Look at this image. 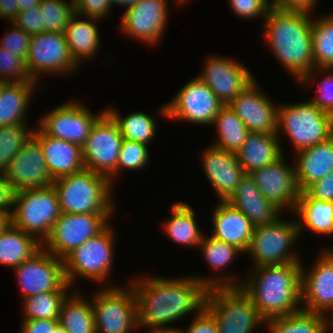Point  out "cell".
<instances>
[{
	"label": "cell",
	"instance_id": "9a60e30c",
	"mask_svg": "<svg viewBox=\"0 0 333 333\" xmlns=\"http://www.w3.org/2000/svg\"><path fill=\"white\" fill-rule=\"evenodd\" d=\"M13 269L24 299L43 292L58 291L67 282L63 259L43 247Z\"/></svg>",
	"mask_w": 333,
	"mask_h": 333
},
{
	"label": "cell",
	"instance_id": "7402d4cb",
	"mask_svg": "<svg viewBox=\"0 0 333 333\" xmlns=\"http://www.w3.org/2000/svg\"><path fill=\"white\" fill-rule=\"evenodd\" d=\"M256 83H250L228 105L249 132L277 133L278 107L259 91Z\"/></svg>",
	"mask_w": 333,
	"mask_h": 333
},
{
	"label": "cell",
	"instance_id": "c3c4849f",
	"mask_svg": "<svg viewBox=\"0 0 333 333\" xmlns=\"http://www.w3.org/2000/svg\"><path fill=\"white\" fill-rule=\"evenodd\" d=\"M328 71V75L322 79L318 85L319 94H315V98L311 101L321 110L333 115V74L332 69H321L320 71ZM330 71V72H329Z\"/></svg>",
	"mask_w": 333,
	"mask_h": 333
},
{
	"label": "cell",
	"instance_id": "8d00e7d4",
	"mask_svg": "<svg viewBox=\"0 0 333 333\" xmlns=\"http://www.w3.org/2000/svg\"><path fill=\"white\" fill-rule=\"evenodd\" d=\"M106 112L117 123L123 139L147 145L154 138L157 129L155 119L148 114L138 111L124 118L113 108H107Z\"/></svg>",
	"mask_w": 333,
	"mask_h": 333
},
{
	"label": "cell",
	"instance_id": "603a6c76",
	"mask_svg": "<svg viewBox=\"0 0 333 333\" xmlns=\"http://www.w3.org/2000/svg\"><path fill=\"white\" fill-rule=\"evenodd\" d=\"M202 165L220 202H226L245 175L236 153L209 146L203 151Z\"/></svg>",
	"mask_w": 333,
	"mask_h": 333
},
{
	"label": "cell",
	"instance_id": "d6986e66",
	"mask_svg": "<svg viewBox=\"0 0 333 333\" xmlns=\"http://www.w3.org/2000/svg\"><path fill=\"white\" fill-rule=\"evenodd\" d=\"M209 58L203 74L198 77L214 92L223 105H228L254 81L255 77L240 62L218 55Z\"/></svg>",
	"mask_w": 333,
	"mask_h": 333
},
{
	"label": "cell",
	"instance_id": "8992f818",
	"mask_svg": "<svg viewBox=\"0 0 333 333\" xmlns=\"http://www.w3.org/2000/svg\"><path fill=\"white\" fill-rule=\"evenodd\" d=\"M205 309L216 321L219 333H251L266 323L241 287L210 288Z\"/></svg>",
	"mask_w": 333,
	"mask_h": 333
},
{
	"label": "cell",
	"instance_id": "277c9868",
	"mask_svg": "<svg viewBox=\"0 0 333 333\" xmlns=\"http://www.w3.org/2000/svg\"><path fill=\"white\" fill-rule=\"evenodd\" d=\"M62 213L112 214V185L99 173L84 169L55 179L52 183Z\"/></svg>",
	"mask_w": 333,
	"mask_h": 333
},
{
	"label": "cell",
	"instance_id": "91938a15",
	"mask_svg": "<svg viewBox=\"0 0 333 333\" xmlns=\"http://www.w3.org/2000/svg\"><path fill=\"white\" fill-rule=\"evenodd\" d=\"M9 222H10V215L0 213V234Z\"/></svg>",
	"mask_w": 333,
	"mask_h": 333
},
{
	"label": "cell",
	"instance_id": "7a4b0ae2",
	"mask_svg": "<svg viewBox=\"0 0 333 333\" xmlns=\"http://www.w3.org/2000/svg\"><path fill=\"white\" fill-rule=\"evenodd\" d=\"M310 12L270 7L263 22L264 36L282 66L300 83L313 78L312 19Z\"/></svg>",
	"mask_w": 333,
	"mask_h": 333
},
{
	"label": "cell",
	"instance_id": "52a82bcc",
	"mask_svg": "<svg viewBox=\"0 0 333 333\" xmlns=\"http://www.w3.org/2000/svg\"><path fill=\"white\" fill-rule=\"evenodd\" d=\"M13 206L10 222L37 238L40 243L49 236L52 226L62 213L53 185L15 192Z\"/></svg>",
	"mask_w": 333,
	"mask_h": 333
},
{
	"label": "cell",
	"instance_id": "6da1fadb",
	"mask_svg": "<svg viewBox=\"0 0 333 333\" xmlns=\"http://www.w3.org/2000/svg\"><path fill=\"white\" fill-rule=\"evenodd\" d=\"M224 278L204 277L163 278L145 277L132 280L137 302V325L153 330L169 329L172 323L191 312L199 314L204 308L210 288L241 287L242 283Z\"/></svg>",
	"mask_w": 333,
	"mask_h": 333
},
{
	"label": "cell",
	"instance_id": "7dc6e473",
	"mask_svg": "<svg viewBox=\"0 0 333 333\" xmlns=\"http://www.w3.org/2000/svg\"><path fill=\"white\" fill-rule=\"evenodd\" d=\"M18 28L28 33L30 36L37 35L44 31L42 27V14L39 6L31 9L18 11L15 20L12 22Z\"/></svg>",
	"mask_w": 333,
	"mask_h": 333
},
{
	"label": "cell",
	"instance_id": "816d5d0a",
	"mask_svg": "<svg viewBox=\"0 0 333 333\" xmlns=\"http://www.w3.org/2000/svg\"><path fill=\"white\" fill-rule=\"evenodd\" d=\"M195 315L187 331L182 329V333H219L216 321L205 308Z\"/></svg>",
	"mask_w": 333,
	"mask_h": 333
},
{
	"label": "cell",
	"instance_id": "5b68a950",
	"mask_svg": "<svg viewBox=\"0 0 333 333\" xmlns=\"http://www.w3.org/2000/svg\"><path fill=\"white\" fill-rule=\"evenodd\" d=\"M284 130V131H283ZM286 133L296 153L333 136V115L312 101L278 107V129Z\"/></svg>",
	"mask_w": 333,
	"mask_h": 333
},
{
	"label": "cell",
	"instance_id": "db71d44e",
	"mask_svg": "<svg viewBox=\"0 0 333 333\" xmlns=\"http://www.w3.org/2000/svg\"><path fill=\"white\" fill-rule=\"evenodd\" d=\"M58 324L57 319H24L21 333H51Z\"/></svg>",
	"mask_w": 333,
	"mask_h": 333
},
{
	"label": "cell",
	"instance_id": "11a10c76",
	"mask_svg": "<svg viewBox=\"0 0 333 333\" xmlns=\"http://www.w3.org/2000/svg\"><path fill=\"white\" fill-rule=\"evenodd\" d=\"M317 0H271V6L282 10L311 12Z\"/></svg>",
	"mask_w": 333,
	"mask_h": 333
},
{
	"label": "cell",
	"instance_id": "681fc988",
	"mask_svg": "<svg viewBox=\"0 0 333 333\" xmlns=\"http://www.w3.org/2000/svg\"><path fill=\"white\" fill-rule=\"evenodd\" d=\"M109 0H74L75 13L87 18H104L110 11Z\"/></svg>",
	"mask_w": 333,
	"mask_h": 333
},
{
	"label": "cell",
	"instance_id": "8fae6325",
	"mask_svg": "<svg viewBox=\"0 0 333 333\" xmlns=\"http://www.w3.org/2000/svg\"><path fill=\"white\" fill-rule=\"evenodd\" d=\"M122 141L117 123L105 112L93 125L82 147L85 169L106 176L112 184V177L117 176Z\"/></svg>",
	"mask_w": 333,
	"mask_h": 333
},
{
	"label": "cell",
	"instance_id": "83f0119b",
	"mask_svg": "<svg viewBox=\"0 0 333 333\" xmlns=\"http://www.w3.org/2000/svg\"><path fill=\"white\" fill-rule=\"evenodd\" d=\"M277 133L249 132L236 153L245 174L269 165L283 156Z\"/></svg>",
	"mask_w": 333,
	"mask_h": 333
},
{
	"label": "cell",
	"instance_id": "be15d7a7",
	"mask_svg": "<svg viewBox=\"0 0 333 333\" xmlns=\"http://www.w3.org/2000/svg\"><path fill=\"white\" fill-rule=\"evenodd\" d=\"M7 83L5 81L0 80V95L2 93L3 87L6 85Z\"/></svg>",
	"mask_w": 333,
	"mask_h": 333
},
{
	"label": "cell",
	"instance_id": "9f6ffc18",
	"mask_svg": "<svg viewBox=\"0 0 333 333\" xmlns=\"http://www.w3.org/2000/svg\"><path fill=\"white\" fill-rule=\"evenodd\" d=\"M18 13L17 0H0V18H6L12 23Z\"/></svg>",
	"mask_w": 333,
	"mask_h": 333
},
{
	"label": "cell",
	"instance_id": "4dcf8cb0",
	"mask_svg": "<svg viewBox=\"0 0 333 333\" xmlns=\"http://www.w3.org/2000/svg\"><path fill=\"white\" fill-rule=\"evenodd\" d=\"M79 17V14L75 13L64 32L70 52L77 64L83 58L94 56L100 47L97 25L92 22L99 19L87 17V20H79Z\"/></svg>",
	"mask_w": 333,
	"mask_h": 333
},
{
	"label": "cell",
	"instance_id": "f35d334b",
	"mask_svg": "<svg viewBox=\"0 0 333 333\" xmlns=\"http://www.w3.org/2000/svg\"><path fill=\"white\" fill-rule=\"evenodd\" d=\"M66 282L58 291H49L24 299L25 319H59L61 305L68 296Z\"/></svg>",
	"mask_w": 333,
	"mask_h": 333
},
{
	"label": "cell",
	"instance_id": "3957f363",
	"mask_svg": "<svg viewBox=\"0 0 333 333\" xmlns=\"http://www.w3.org/2000/svg\"><path fill=\"white\" fill-rule=\"evenodd\" d=\"M302 263H285L254 267L255 275L244 280L241 289L251 298L267 320L301 310Z\"/></svg>",
	"mask_w": 333,
	"mask_h": 333
},
{
	"label": "cell",
	"instance_id": "ee69618b",
	"mask_svg": "<svg viewBox=\"0 0 333 333\" xmlns=\"http://www.w3.org/2000/svg\"><path fill=\"white\" fill-rule=\"evenodd\" d=\"M149 155L147 145L123 139L117 162V175L123 168L137 170L146 166Z\"/></svg>",
	"mask_w": 333,
	"mask_h": 333
},
{
	"label": "cell",
	"instance_id": "f907efd6",
	"mask_svg": "<svg viewBox=\"0 0 333 333\" xmlns=\"http://www.w3.org/2000/svg\"><path fill=\"white\" fill-rule=\"evenodd\" d=\"M305 192L314 199L333 202V171L323 179L311 184Z\"/></svg>",
	"mask_w": 333,
	"mask_h": 333
},
{
	"label": "cell",
	"instance_id": "d4e9b609",
	"mask_svg": "<svg viewBox=\"0 0 333 333\" xmlns=\"http://www.w3.org/2000/svg\"><path fill=\"white\" fill-rule=\"evenodd\" d=\"M226 202L241 211L254 227L274 222L281 212L261 194L250 174L242 177Z\"/></svg>",
	"mask_w": 333,
	"mask_h": 333
},
{
	"label": "cell",
	"instance_id": "b9f144b4",
	"mask_svg": "<svg viewBox=\"0 0 333 333\" xmlns=\"http://www.w3.org/2000/svg\"><path fill=\"white\" fill-rule=\"evenodd\" d=\"M201 246V247H200ZM199 247L202 250L206 262L214 270H222L232 263L236 255L242 252L235 246L217 240L212 236H203Z\"/></svg>",
	"mask_w": 333,
	"mask_h": 333
},
{
	"label": "cell",
	"instance_id": "60d3db41",
	"mask_svg": "<svg viewBox=\"0 0 333 333\" xmlns=\"http://www.w3.org/2000/svg\"><path fill=\"white\" fill-rule=\"evenodd\" d=\"M39 8L44 31L64 33L75 14L74 0H40Z\"/></svg>",
	"mask_w": 333,
	"mask_h": 333
},
{
	"label": "cell",
	"instance_id": "ab89813d",
	"mask_svg": "<svg viewBox=\"0 0 333 333\" xmlns=\"http://www.w3.org/2000/svg\"><path fill=\"white\" fill-rule=\"evenodd\" d=\"M27 126L19 124L0 127V172H5L9 168L13 157L32 137L34 129L30 130Z\"/></svg>",
	"mask_w": 333,
	"mask_h": 333
},
{
	"label": "cell",
	"instance_id": "30bf717a",
	"mask_svg": "<svg viewBox=\"0 0 333 333\" xmlns=\"http://www.w3.org/2000/svg\"><path fill=\"white\" fill-rule=\"evenodd\" d=\"M128 287L111 285L95 293L91 304L96 333H129L138 328L136 297L132 286Z\"/></svg>",
	"mask_w": 333,
	"mask_h": 333
},
{
	"label": "cell",
	"instance_id": "4fadbf2b",
	"mask_svg": "<svg viewBox=\"0 0 333 333\" xmlns=\"http://www.w3.org/2000/svg\"><path fill=\"white\" fill-rule=\"evenodd\" d=\"M175 95L170 103L161 108L162 115L170 119L209 125L223 106L199 77L191 79Z\"/></svg>",
	"mask_w": 333,
	"mask_h": 333
},
{
	"label": "cell",
	"instance_id": "f546056e",
	"mask_svg": "<svg viewBox=\"0 0 333 333\" xmlns=\"http://www.w3.org/2000/svg\"><path fill=\"white\" fill-rule=\"evenodd\" d=\"M294 212L300 217V220H297L299 233L307 227V230L320 235L333 234V202L311 198L303 191L300 192Z\"/></svg>",
	"mask_w": 333,
	"mask_h": 333
},
{
	"label": "cell",
	"instance_id": "e7e4bbea",
	"mask_svg": "<svg viewBox=\"0 0 333 333\" xmlns=\"http://www.w3.org/2000/svg\"><path fill=\"white\" fill-rule=\"evenodd\" d=\"M332 314V316H331V320H329V318H328V325H329V327H330V329H331V327L333 326V311L331 312ZM330 321V322H329Z\"/></svg>",
	"mask_w": 333,
	"mask_h": 333
},
{
	"label": "cell",
	"instance_id": "484cf974",
	"mask_svg": "<svg viewBox=\"0 0 333 333\" xmlns=\"http://www.w3.org/2000/svg\"><path fill=\"white\" fill-rule=\"evenodd\" d=\"M218 203L212 216L214 228L211 236L247 253L254 226L241 211L227 202Z\"/></svg>",
	"mask_w": 333,
	"mask_h": 333
},
{
	"label": "cell",
	"instance_id": "7bdbcfd3",
	"mask_svg": "<svg viewBox=\"0 0 333 333\" xmlns=\"http://www.w3.org/2000/svg\"><path fill=\"white\" fill-rule=\"evenodd\" d=\"M0 80L6 83L34 81L27 68L26 60L2 47H0Z\"/></svg>",
	"mask_w": 333,
	"mask_h": 333
},
{
	"label": "cell",
	"instance_id": "f6af8a7d",
	"mask_svg": "<svg viewBox=\"0 0 333 333\" xmlns=\"http://www.w3.org/2000/svg\"><path fill=\"white\" fill-rule=\"evenodd\" d=\"M13 25V29L5 33L3 36L0 47L5 50H8L12 53H15L16 56H19L26 60L29 51V42H30V35L23 31L21 28Z\"/></svg>",
	"mask_w": 333,
	"mask_h": 333
},
{
	"label": "cell",
	"instance_id": "4316f807",
	"mask_svg": "<svg viewBox=\"0 0 333 333\" xmlns=\"http://www.w3.org/2000/svg\"><path fill=\"white\" fill-rule=\"evenodd\" d=\"M296 154V181L303 192L333 171V136Z\"/></svg>",
	"mask_w": 333,
	"mask_h": 333
},
{
	"label": "cell",
	"instance_id": "6f0895ef",
	"mask_svg": "<svg viewBox=\"0 0 333 333\" xmlns=\"http://www.w3.org/2000/svg\"><path fill=\"white\" fill-rule=\"evenodd\" d=\"M40 0H17L18 11L31 9L34 6H39Z\"/></svg>",
	"mask_w": 333,
	"mask_h": 333
},
{
	"label": "cell",
	"instance_id": "e575fe53",
	"mask_svg": "<svg viewBox=\"0 0 333 333\" xmlns=\"http://www.w3.org/2000/svg\"><path fill=\"white\" fill-rule=\"evenodd\" d=\"M328 317L300 310L286 316L266 320L271 333H328Z\"/></svg>",
	"mask_w": 333,
	"mask_h": 333
},
{
	"label": "cell",
	"instance_id": "680465c9",
	"mask_svg": "<svg viewBox=\"0 0 333 333\" xmlns=\"http://www.w3.org/2000/svg\"><path fill=\"white\" fill-rule=\"evenodd\" d=\"M139 0H109L110 4H119L122 6H126L127 8L135 5Z\"/></svg>",
	"mask_w": 333,
	"mask_h": 333
},
{
	"label": "cell",
	"instance_id": "f5cc1de1",
	"mask_svg": "<svg viewBox=\"0 0 333 333\" xmlns=\"http://www.w3.org/2000/svg\"><path fill=\"white\" fill-rule=\"evenodd\" d=\"M15 190L4 172H0V213L10 215L14 204Z\"/></svg>",
	"mask_w": 333,
	"mask_h": 333
},
{
	"label": "cell",
	"instance_id": "ffe728a7",
	"mask_svg": "<svg viewBox=\"0 0 333 333\" xmlns=\"http://www.w3.org/2000/svg\"><path fill=\"white\" fill-rule=\"evenodd\" d=\"M167 5V0H139L126 8L120 21L122 32L143 43L157 44L168 21Z\"/></svg>",
	"mask_w": 333,
	"mask_h": 333
},
{
	"label": "cell",
	"instance_id": "d6a6232c",
	"mask_svg": "<svg viewBox=\"0 0 333 333\" xmlns=\"http://www.w3.org/2000/svg\"><path fill=\"white\" fill-rule=\"evenodd\" d=\"M170 211L172 216L163 226L169 238L183 246H199L204 234L199 230L191 206L177 202L172 205Z\"/></svg>",
	"mask_w": 333,
	"mask_h": 333
},
{
	"label": "cell",
	"instance_id": "44dd1931",
	"mask_svg": "<svg viewBox=\"0 0 333 333\" xmlns=\"http://www.w3.org/2000/svg\"><path fill=\"white\" fill-rule=\"evenodd\" d=\"M4 173L15 192L47 187L54 181L47 170L41 145L33 135L13 157Z\"/></svg>",
	"mask_w": 333,
	"mask_h": 333
},
{
	"label": "cell",
	"instance_id": "cb8c5ba5",
	"mask_svg": "<svg viewBox=\"0 0 333 333\" xmlns=\"http://www.w3.org/2000/svg\"><path fill=\"white\" fill-rule=\"evenodd\" d=\"M33 136L41 145L47 170L53 180L85 169L82 147L79 145L50 137L39 127L34 129Z\"/></svg>",
	"mask_w": 333,
	"mask_h": 333
},
{
	"label": "cell",
	"instance_id": "836d02e7",
	"mask_svg": "<svg viewBox=\"0 0 333 333\" xmlns=\"http://www.w3.org/2000/svg\"><path fill=\"white\" fill-rule=\"evenodd\" d=\"M75 292L61 305L59 324L66 333H96L92 304Z\"/></svg>",
	"mask_w": 333,
	"mask_h": 333
},
{
	"label": "cell",
	"instance_id": "e0dca14e",
	"mask_svg": "<svg viewBox=\"0 0 333 333\" xmlns=\"http://www.w3.org/2000/svg\"><path fill=\"white\" fill-rule=\"evenodd\" d=\"M261 194L280 211H295L300 196L295 165L288 166L283 158L249 173Z\"/></svg>",
	"mask_w": 333,
	"mask_h": 333
},
{
	"label": "cell",
	"instance_id": "6125c7cd",
	"mask_svg": "<svg viewBox=\"0 0 333 333\" xmlns=\"http://www.w3.org/2000/svg\"><path fill=\"white\" fill-rule=\"evenodd\" d=\"M51 333H66V331L63 329V327L58 324Z\"/></svg>",
	"mask_w": 333,
	"mask_h": 333
},
{
	"label": "cell",
	"instance_id": "2e32d148",
	"mask_svg": "<svg viewBox=\"0 0 333 333\" xmlns=\"http://www.w3.org/2000/svg\"><path fill=\"white\" fill-rule=\"evenodd\" d=\"M105 112L92 115L86 106L71 101L46 113L38 122V127L50 137L83 147L93 125Z\"/></svg>",
	"mask_w": 333,
	"mask_h": 333
},
{
	"label": "cell",
	"instance_id": "9c48e42d",
	"mask_svg": "<svg viewBox=\"0 0 333 333\" xmlns=\"http://www.w3.org/2000/svg\"><path fill=\"white\" fill-rule=\"evenodd\" d=\"M299 234L298 221H281L278 217L270 224L254 227L247 252L250 253L255 267L301 263L297 255L288 251L297 241Z\"/></svg>",
	"mask_w": 333,
	"mask_h": 333
},
{
	"label": "cell",
	"instance_id": "74e56055",
	"mask_svg": "<svg viewBox=\"0 0 333 333\" xmlns=\"http://www.w3.org/2000/svg\"><path fill=\"white\" fill-rule=\"evenodd\" d=\"M313 60L316 69H333V15L312 21Z\"/></svg>",
	"mask_w": 333,
	"mask_h": 333
},
{
	"label": "cell",
	"instance_id": "d590c367",
	"mask_svg": "<svg viewBox=\"0 0 333 333\" xmlns=\"http://www.w3.org/2000/svg\"><path fill=\"white\" fill-rule=\"evenodd\" d=\"M212 124H215L218 135V141L213 142L212 145L237 153L249 130L229 105H223L220 108Z\"/></svg>",
	"mask_w": 333,
	"mask_h": 333
},
{
	"label": "cell",
	"instance_id": "ac0fdd59",
	"mask_svg": "<svg viewBox=\"0 0 333 333\" xmlns=\"http://www.w3.org/2000/svg\"><path fill=\"white\" fill-rule=\"evenodd\" d=\"M324 251L309 272L301 268V309L326 316L333 311V250Z\"/></svg>",
	"mask_w": 333,
	"mask_h": 333
},
{
	"label": "cell",
	"instance_id": "94428289",
	"mask_svg": "<svg viewBox=\"0 0 333 333\" xmlns=\"http://www.w3.org/2000/svg\"><path fill=\"white\" fill-rule=\"evenodd\" d=\"M151 333H182V330L179 328L170 327L169 329L153 330Z\"/></svg>",
	"mask_w": 333,
	"mask_h": 333
},
{
	"label": "cell",
	"instance_id": "7c38bea8",
	"mask_svg": "<svg viewBox=\"0 0 333 333\" xmlns=\"http://www.w3.org/2000/svg\"><path fill=\"white\" fill-rule=\"evenodd\" d=\"M111 215L61 213L42 247L57 258L64 259L75 248L103 231L109 225Z\"/></svg>",
	"mask_w": 333,
	"mask_h": 333
},
{
	"label": "cell",
	"instance_id": "1f68e13d",
	"mask_svg": "<svg viewBox=\"0 0 333 333\" xmlns=\"http://www.w3.org/2000/svg\"><path fill=\"white\" fill-rule=\"evenodd\" d=\"M36 82L7 83L3 87L0 95V127L26 124V108Z\"/></svg>",
	"mask_w": 333,
	"mask_h": 333
},
{
	"label": "cell",
	"instance_id": "f1b7e54d",
	"mask_svg": "<svg viewBox=\"0 0 333 333\" xmlns=\"http://www.w3.org/2000/svg\"><path fill=\"white\" fill-rule=\"evenodd\" d=\"M41 247L37 238L9 222L0 234V264L15 268Z\"/></svg>",
	"mask_w": 333,
	"mask_h": 333
},
{
	"label": "cell",
	"instance_id": "5bb4252c",
	"mask_svg": "<svg viewBox=\"0 0 333 333\" xmlns=\"http://www.w3.org/2000/svg\"><path fill=\"white\" fill-rule=\"evenodd\" d=\"M26 65L34 81L40 73L65 74L79 66L73 59L64 33L51 31L30 37Z\"/></svg>",
	"mask_w": 333,
	"mask_h": 333
},
{
	"label": "cell",
	"instance_id": "ba28073f",
	"mask_svg": "<svg viewBox=\"0 0 333 333\" xmlns=\"http://www.w3.org/2000/svg\"><path fill=\"white\" fill-rule=\"evenodd\" d=\"M108 225L93 238L75 248L64 259V275L69 285L76 276L104 282L112 269L114 253V232Z\"/></svg>",
	"mask_w": 333,
	"mask_h": 333
},
{
	"label": "cell",
	"instance_id": "bcb514c9",
	"mask_svg": "<svg viewBox=\"0 0 333 333\" xmlns=\"http://www.w3.org/2000/svg\"><path fill=\"white\" fill-rule=\"evenodd\" d=\"M232 11L241 18L266 17L271 4L268 0H229Z\"/></svg>",
	"mask_w": 333,
	"mask_h": 333
}]
</instances>
